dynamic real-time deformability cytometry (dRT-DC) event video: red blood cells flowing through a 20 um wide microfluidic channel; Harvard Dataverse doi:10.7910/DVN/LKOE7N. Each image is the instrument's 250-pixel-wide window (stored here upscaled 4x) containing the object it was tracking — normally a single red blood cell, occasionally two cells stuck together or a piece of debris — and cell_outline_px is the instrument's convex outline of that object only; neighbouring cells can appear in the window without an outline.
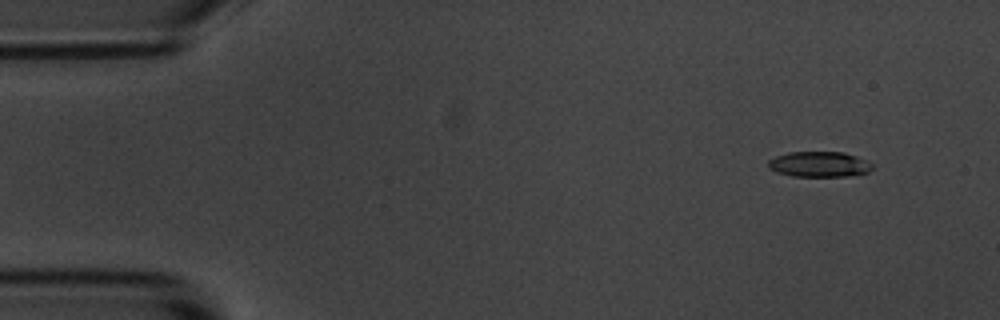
{"species": "common noctule bat (a hibernating species)", "species_latin": "Nyctalus noctula", "temperature_condition": "room temperature", "stored_images_in_passage": 4, "camera_frame_rate_fps": 3000, "um_per_image_px": 0.085, "animal": {"sex": "male", "body_mass_g": 20.1, "forearm_length_mm": 53.5}, "frame": {"image": 1, "passage_image": 1, "time_ms": 0.0, "image_size_px": [1000, 320], "cell_outline_px": [[872, 168], [868, 172], [848, 176], [792, 176], [776, 172], [768, 168], [768, 160], [776, 156], [788, 152], [844, 152], [856, 156], [872, 164]], "centroid_in_image_um": [69.6, 13.96], "position_along_channel_um": 15.4, "area_um2": 15.37}}
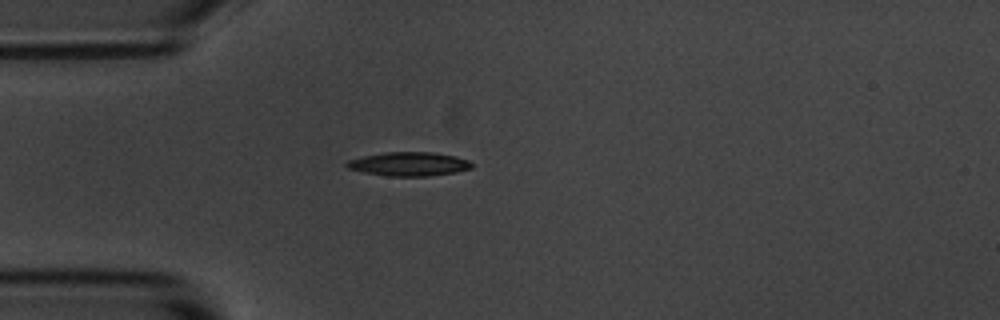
{"frame": {"image": 2, "passage_image": 4, "time_ms": 3.333, "image_size_px": [1000, 320], "cell_outline_px": [[472, 168], [456, 172], [428, 176], [388, 176], [364, 172], [348, 168], [344, 164], [348, 160], [364, 156], [384, 152], [432, 152], [456, 156], [468, 160], [472, 164]], "centroid_in_image_um": [34.76, 13.94], "position_along_channel_um": 50.2, "area_um2": 17.34}}